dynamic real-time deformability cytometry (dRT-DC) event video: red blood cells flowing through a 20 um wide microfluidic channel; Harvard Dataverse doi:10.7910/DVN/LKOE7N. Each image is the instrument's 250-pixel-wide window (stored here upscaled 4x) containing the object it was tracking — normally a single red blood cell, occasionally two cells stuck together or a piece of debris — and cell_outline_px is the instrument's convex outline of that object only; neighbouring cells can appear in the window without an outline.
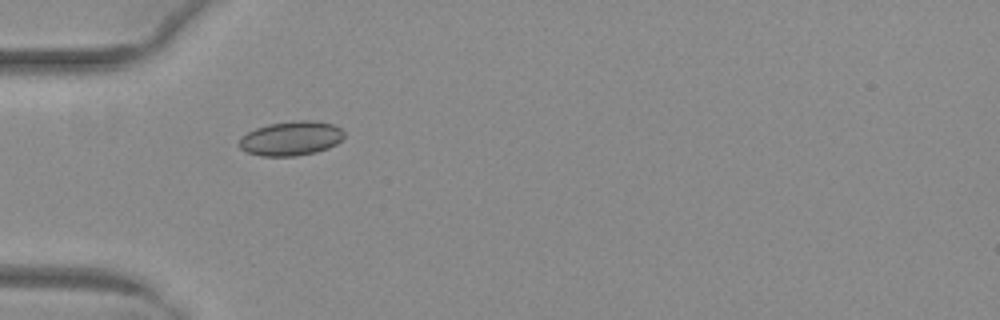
{"species": "common noctule bat (a hibernating species)", "species_latin": "Nyctalus noctula", "temperature_condition": "warm", "stored_images_in_passage": 36, "camera_frame_rate_fps": 3000, "um_per_image_px": 0.085, "animal": {"sex": "female", "body_mass_g": 29.2, "forearm_length_mm": 56.3}, "frame": {"image": 1, "passage_image": 1, "time_ms": 0.0, "image_size_px": [1000, 320], "cell_outline_px": [[344, 136], [336, 144], [328, 148], [316, 152], [296, 156], [260, 156], [248, 152], [240, 148], [236, 144], [240, 136], [256, 128], [268, 124], [292, 120], [316, 120], [332, 124], [340, 128], [344, 132]], "centroid_in_image_um": [24.71, 11.75], "position_along_channel_um": 60.3, "area_um2": 21.27}}
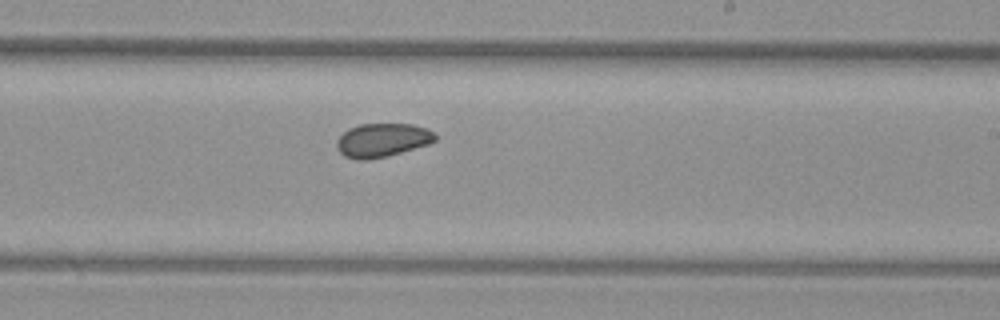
{"frame": {"image": 2, "passage_image": 16, "time_ms": 5.0, "image_size_px": [1000, 320], "cell_outline_px": [[436, 140], [428, 144], [388, 156], [368, 160], [356, 160], [344, 156], [336, 148], [336, 140], [348, 128], [360, 124], [412, 124], [428, 128], [436, 132]], "centroid_in_image_um": [32.49, 11.91], "position_along_channel_um": 256.5, "area_um2": 19.54}}
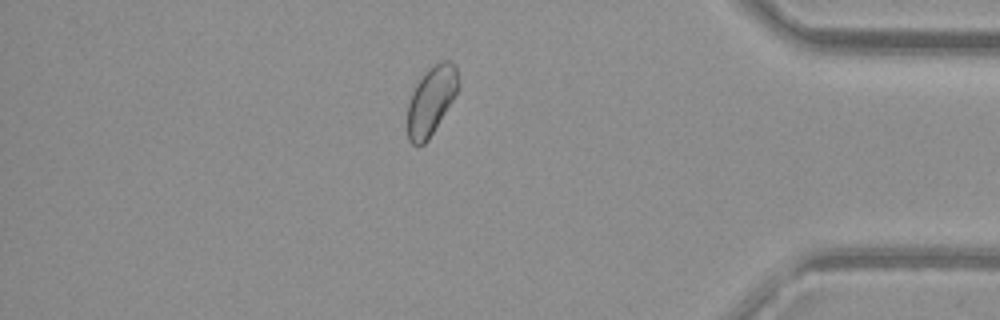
{"frame": {"image": 3, "passage_image": 29, "time_ms": 9.333, "image_size_px": [1000, 320], "cell_outline_px": [[460, 84], [452, 100], [428, 140], [424, 144], [412, 144], [408, 140], [408, 104], [412, 92], [416, 84], [424, 72], [428, 68], [440, 60], [448, 60], [456, 64], [460, 80]], "centroid_in_image_um": [36.66, 8.49], "position_along_channel_um": 398.5, "area_um2": 20.23}, "authors_computed_cell_mechanics": {"area_um2": 19.7965, "velocity_mm_per_s": 4.0291, "shape_relaxation_time_tau1_ms": null, "shape_relaxation_time_tau2_ms": 5.66, "deformation_change_tau1": null, "deformation_change_tau2": 0.0856}}